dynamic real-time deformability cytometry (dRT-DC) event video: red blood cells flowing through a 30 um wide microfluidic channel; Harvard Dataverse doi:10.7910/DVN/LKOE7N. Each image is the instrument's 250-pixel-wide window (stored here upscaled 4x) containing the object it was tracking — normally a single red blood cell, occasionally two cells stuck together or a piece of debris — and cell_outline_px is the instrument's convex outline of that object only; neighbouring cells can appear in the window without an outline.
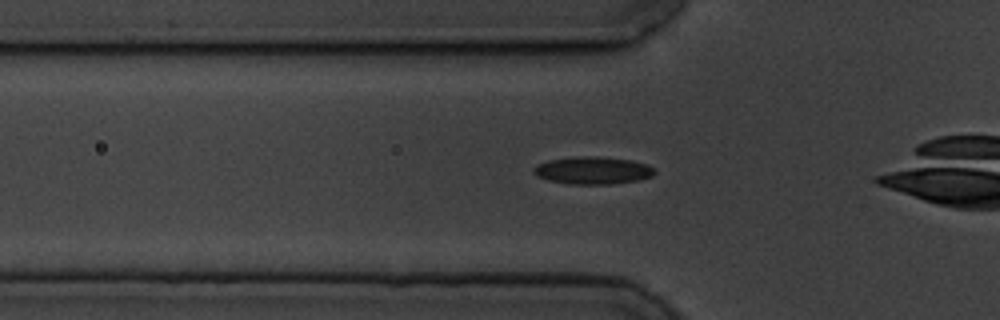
{"species": "common noctule bat (a hibernating species)", "species_latin": "Nyctalus noctula", "temperature_condition": "cold", "stored_images_in_passage": 43, "camera_frame_rate_fps": 3000, "um_per_image_px": 0.085, "animal": {"sex": "male", "body_mass_g": 19.5, "forearm_length_mm": 54.6}, "frame": {"image": 1, "passage_image": 3, "time_ms": 0.667, "image_size_px": [1000, 320], "cell_outline_px": [[656, 172], [652, 176], [636, 180], [612, 184], [572, 184], [548, 180], [536, 176], [532, 172], [532, 168], [536, 164], [548, 160], [576, 156], [596, 156], [632, 160], [648, 164]], "centroid_in_image_um": [50.34, 14.48], "position_along_channel_um": 75.5, "area_um2": 19.48}}
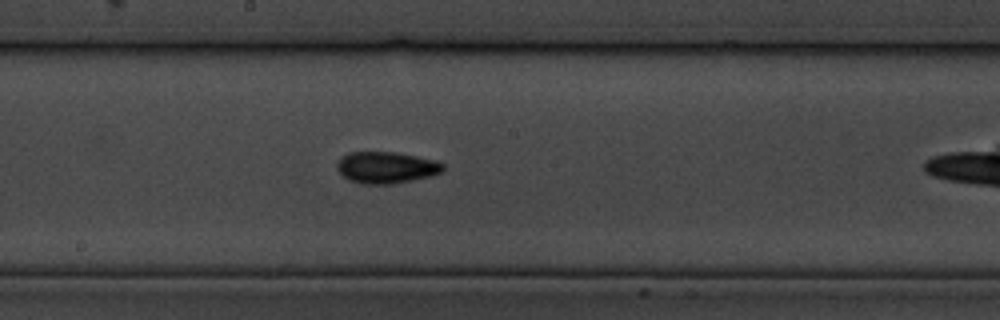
{"frame": {"image": 2, "passage_image": 15, "time_ms": 4.667, "image_size_px": [1000, 320], "cell_outline_px": [[444, 168], [440, 172], [428, 176], [412, 180], [392, 184], [360, 184], [348, 180], [336, 168], [336, 164], [340, 156], [348, 152], [396, 152], [436, 160], [444, 164]], "centroid_in_image_um": [32.78, 14.23], "position_along_channel_um": 215.4, "area_um2": 19.59}}
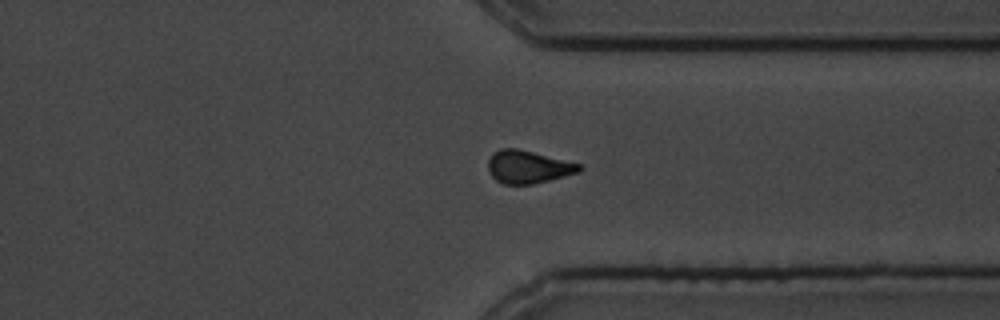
{"frame": {"image": 3, "passage_image": 28, "time_ms": 9.0, "image_size_px": [1000, 320], "cell_outline_px": [[584, 168], [580, 172], [532, 184], [504, 184], [496, 180], [488, 172], [488, 160], [500, 148], [516, 148], [580, 164]], "centroid_in_image_um": [44.88, 14.19], "position_along_channel_um": 366.5, "area_um2": 17.17}, "authors_computed_cell_mechanics": {"area_um2": 17.918, "velocity_mm_per_s": 3.4865, "shape_relaxation_time_tau1_ms": 4.4493, "shape_relaxation_time_tau2_ms": 5.0705, "deformation_change_tau1": 0.1065, "deformation_change_tau2": 0.1102}}